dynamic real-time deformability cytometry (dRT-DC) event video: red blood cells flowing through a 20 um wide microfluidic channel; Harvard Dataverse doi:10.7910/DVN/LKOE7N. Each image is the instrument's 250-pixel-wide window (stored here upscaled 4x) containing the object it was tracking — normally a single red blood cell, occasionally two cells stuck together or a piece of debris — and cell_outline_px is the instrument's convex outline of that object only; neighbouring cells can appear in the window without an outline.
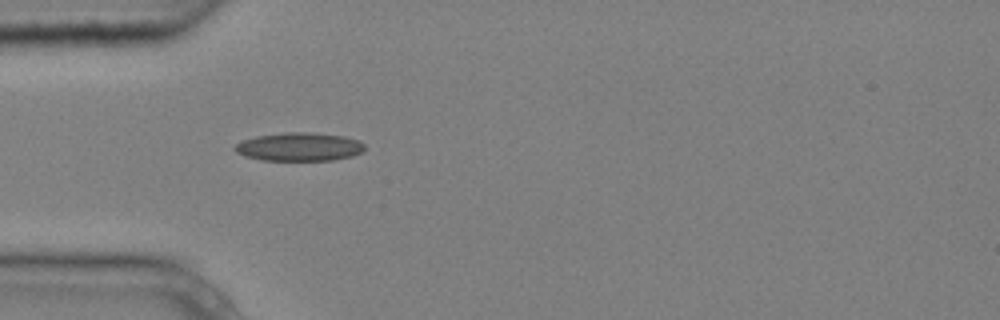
{"species": "common noctule bat (a hibernating species)", "species_latin": "Nyctalus noctula", "temperature_condition": "cold", "stored_images_in_passage": 7, "camera_frame_rate_fps": 3000, "um_per_image_px": 0.085, "animal": {"sex": "male", "body_mass_g": 20.4}, "frame": {"image": 1, "passage_image": 1, "time_ms": 0.0, "image_size_px": [1000, 320], "cell_outline_px": [[364, 152], [352, 156], [332, 160], [264, 160], [244, 156], [236, 152], [232, 148], [236, 144], [244, 140], [256, 136], [288, 132], [312, 132], [344, 136], [360, 140], [364, 144]], "centroid_in_image_um": [25.46, 12.47], "position_along_channel_um": 59.5, "area_um2": 21.56}}
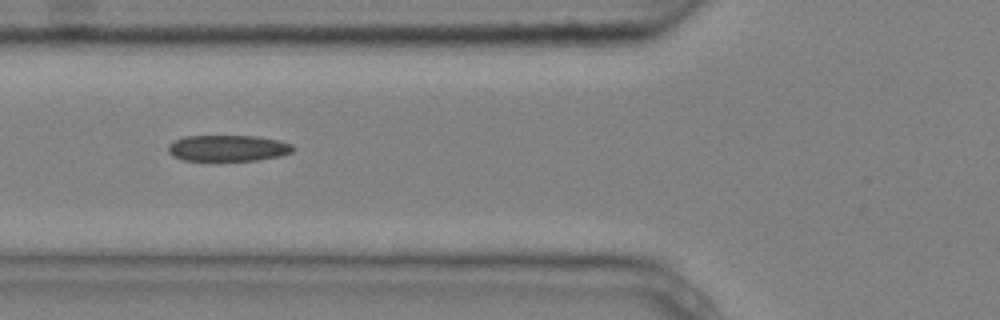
{"frame": {"image": 2, "passage_image": 2, "time_ms": 0.333, "image_size_px": [1000, 320], "cell_outline_px": [[296, 148], [292, 152], [280, 156], [256, 160], [180, 160], [172, 156], [168, 152], [168, 144], [184, 136], [256, 136], [280, 140], [292, 144]], "centroid_in_image_um": [19.38, 12.59], "position_along_channel_um": 106.4, "area_um2": 19.13}}
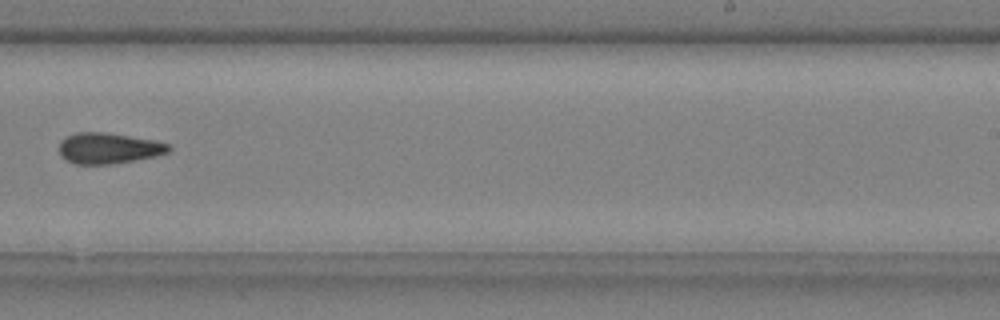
{"frame": {"image": 3, "passage_image": 6, "time_ms": 1.667, "image_size_px": [1000, 320], "cell_outline_px": [[172, 148], [168, 152], [156, 156], [136, 160], [112, 164], [76, 164], [60, 156], [60, 140], [64, 136], [76, 132], [104, 132], [152, 140], [168, 144]], "centroid_in_image_um": [9.2, 12.6], "position_along_channel_um": 279.8, "area_um2": 19.65}}